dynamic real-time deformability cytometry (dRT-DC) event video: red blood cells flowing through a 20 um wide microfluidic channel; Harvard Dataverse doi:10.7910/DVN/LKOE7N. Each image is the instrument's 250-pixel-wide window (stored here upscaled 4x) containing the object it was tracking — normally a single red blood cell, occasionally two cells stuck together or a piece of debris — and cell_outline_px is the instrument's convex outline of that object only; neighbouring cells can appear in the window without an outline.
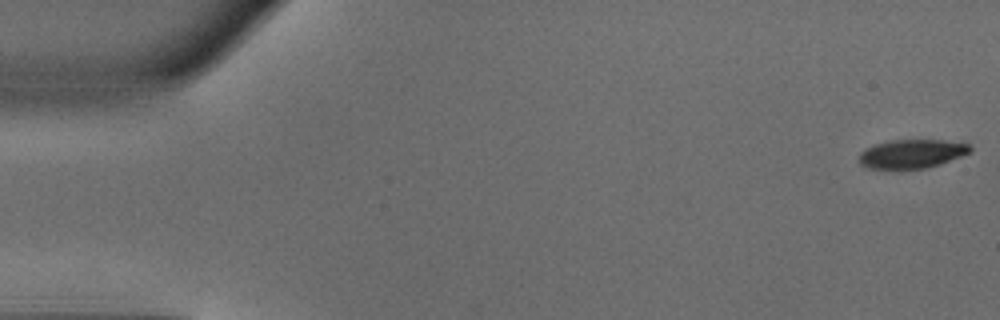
{"species": "common noctule bat (a hibernating species)", "species_latin": "Nyctalus noctula", "temperature_condition": "warm", "stored_images_in_passage": 50, "camera_frame_rate_fps": 3000, "um_per_image_px": 0.085, "animal": {"sex": "male", "body_mass_g": 18.8}, "frame": {"image": 1, "passage_image": 1, "time_ms": 0.0, "image_size_px": [1000, 320], "cell_outline_px": [[972, 152], [940, 164], [924, 168], [896, 172], [868, 168], [860, 164], [860, 152], [864, 148], [876, 144], [892, 140], [944, 140], [968, 144], [972, 148]], "centroid_in_image_um": [77.46, 13.12], "position_along_channel_um": 7.5, "area_um2": 19.25}}
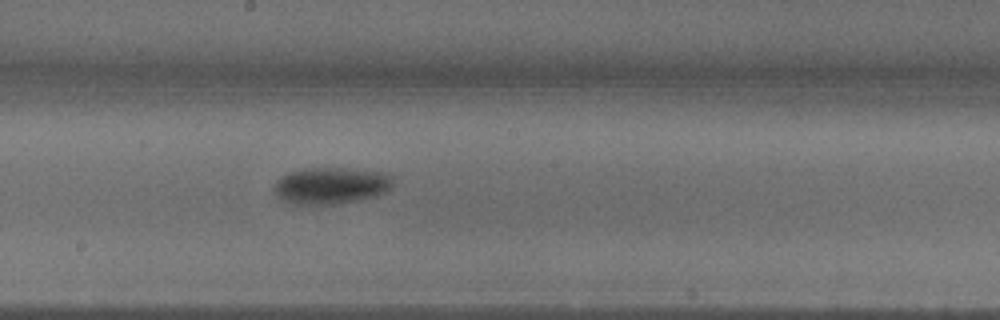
{"frame": {"image": 2, "passage_image": 27, "time_ms": 8.667, "image_size_px": [1000, 320], "cell_outline_px": [[392, 184], [384, 192], [376, 196], [360, 200], [332, 204], [296, 204], [280, 200], [272, 188], [276, 180], [280, 176], [304, 168], [348, 168], [388, 172], [392, 176]], "centroid_in_image_um": [28.12, 15.77], "position_along_channel_um": 220.1, "area_um2": 25.61}}
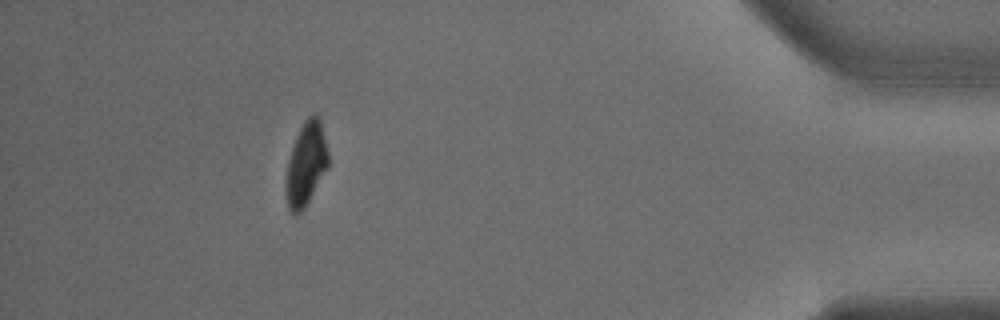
{"frame": {"image": 3, "passage_image": 45, "time_ms": 14.667, "image_size_px": [1000, 320], "cell_outline_px": [[328, 168], [304, 208], [296, 216], [288, 208], [284, 192], [284, 180], [288, 160], [296, 136], [304, 120], [312, 112], [316, 112], [320, 116], [328, 152]], "centroid_in_image_um": [26.0, 13.92], "position_along_channel_um": 409.2, "area_um2": 21.04}, "authors_computed_cell_mechanics": {"area_um2": 22.9755, "velocity_mm_per_s": 4.0569, "shape_relaxation_time_tau1_ms": 2.1001, "shape_relaxation_time_tau2_ms": null, "deformation_change_tau1": 0.1456, "deformation_change_tau2": null}}